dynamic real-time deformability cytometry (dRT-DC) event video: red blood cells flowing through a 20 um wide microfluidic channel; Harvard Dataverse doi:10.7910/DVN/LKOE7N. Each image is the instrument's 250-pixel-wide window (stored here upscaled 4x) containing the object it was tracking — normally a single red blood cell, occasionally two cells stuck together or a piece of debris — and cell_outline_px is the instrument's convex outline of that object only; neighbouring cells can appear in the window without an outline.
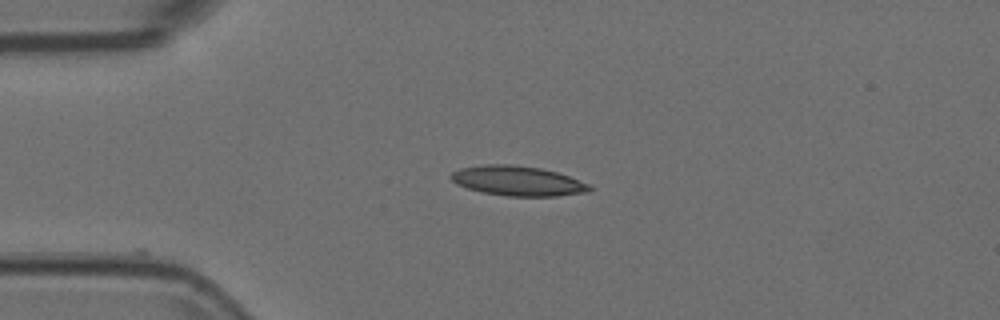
{"species": "Egyptian fruit bat (a non-hibernating species)", "species_latin": "Rousettus aegyptiacus", "temperature_condition": "room temperature", "stored_images_in_passage": 15, "camera_frame_rate_fps": 3000, "um_per_image_px": 0.085, "animal": {"sex": "female"}, "frame": {"image": 1, "passage_image": 1, "time_ms": 0.0, "image_size_px": [1000, 320], "cell_outline_px": [[592, 188], [588, 192], [556, 196], [508, 196], [480, 192], [456, 184], [448, 176], [452, 172], [460, 168], [484, 164], [512, 164], [540, 168], [556, 172], [568, 176], [588, 184]], "centroid_in_image_um": [43.96, 15.37], "position_along_channel_um": 41.0, "area_um2": 24.04}}
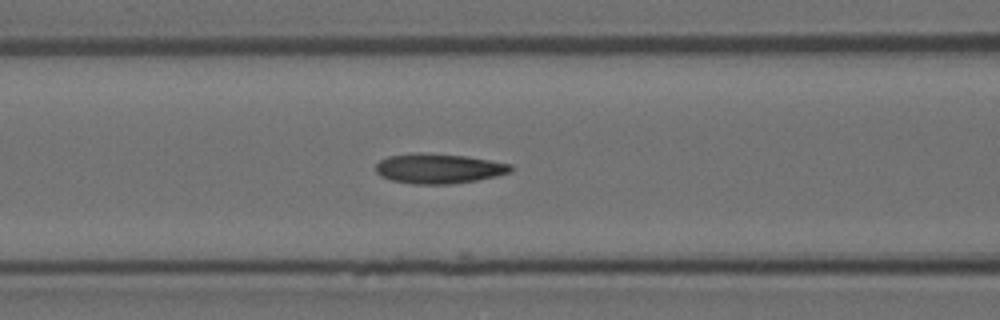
{"frame": {"image": 2, "passage_image": 10, "time_ms": 3.0, "image_size_px": [1000, 320], "cell_outline_px": [[512, 168], [508, 172], [496, 176], [476, 180], [448, 184], [412, 184], [392, 180], [380, 176], [376, 172], [376, 164], [380, 160], [388, 156], [412, 152], [420, 152], [464, 156], [512, 164]], "centroid_in_image_um": [37.23, 14.32], "position_along_channel_um": 129.4, "area_um2": 23.41}}
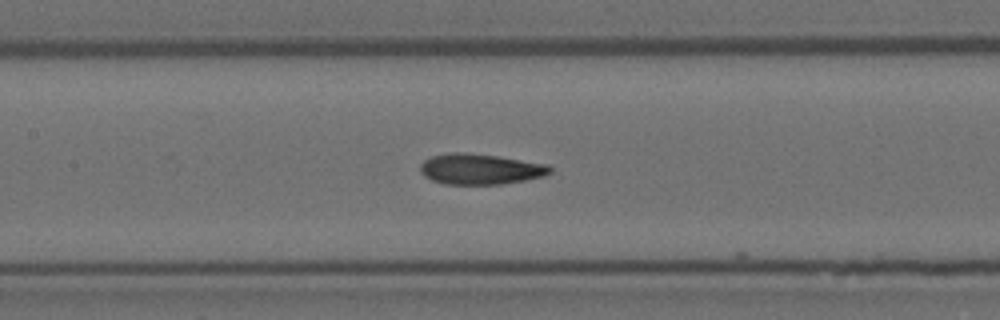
{"frame": {"image": 3, "passage_image": 13, "time_ms": 4.0, "image_size_px": [1000, 320], "cell_outline_px": [[552, 172], [544, 176], [524, 180], [500, 184], [444, 184], [432, 180], [424, 176], [420, 172], [420, 164], [424, 160], [432, 156], [452, 152], [460, 152], [496, 156], [548, 164], [552, 168]], "centroid_in_image_um": [40.81, 14.37], "position_along_channel_um": 166.6, "area_um2": 23.06}}